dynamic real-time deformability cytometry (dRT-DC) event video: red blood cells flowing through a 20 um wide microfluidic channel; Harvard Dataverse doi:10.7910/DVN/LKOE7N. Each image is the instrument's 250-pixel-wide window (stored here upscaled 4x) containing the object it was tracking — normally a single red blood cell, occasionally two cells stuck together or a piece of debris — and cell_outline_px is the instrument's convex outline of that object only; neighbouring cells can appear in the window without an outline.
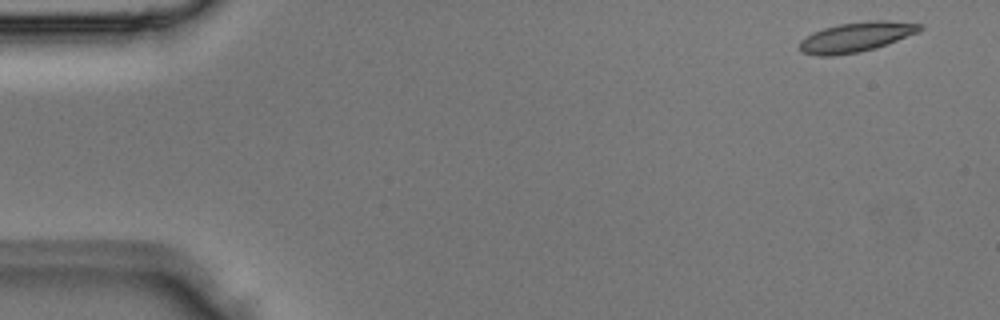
{"species": "Egyptian fruit bat (a non-hibernating species)", "species_latin": "Rousettus aegyptiacus", "temperature_condition": "room temperature", "stored_images_in_passage": 4, "camera_frame_rate_fps": 3000, "um_per_image_px": 0.085, "animal": {"sex": "male"}, "frame": {"image": 1, "passage_image": 1, "time_ms": 0.0, "image_size_px": [1000, 320], "cell_outline_px": [[924, 28], [916, 32], [896, 40], [860, 52], [832, 56], [816, 56], [800, 52], [800, 40], [804, 36], [812, 32], [824, 28], [840, 24], [868, 20], [888, 20], [924, 24]], "centroid_in_image_um": [72.72, 3.14], "position_along_channel_um": 12.3, "area_um2": 20.81}}
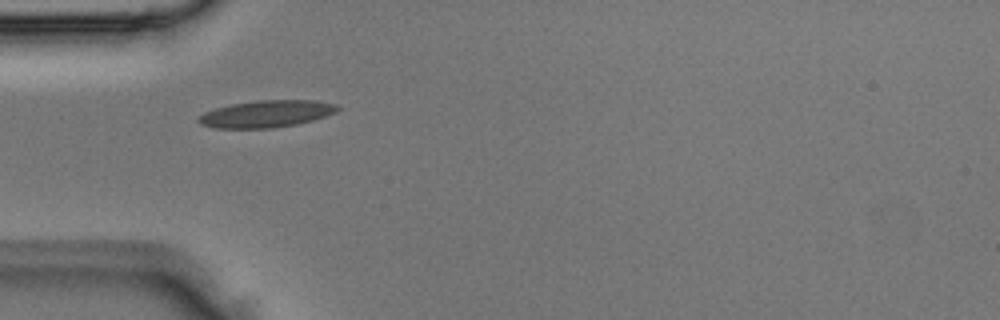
{"frame": {"image": 2, "passage_image": 4, "time_ms": 1.0, "image_size_px": [1000, 320], "cell_outline_px": [[340, 108], [336, 112], [312, 120], [296, 124], [272, 128], [216, 128], [200, 124], [196, 120], [204, 112], [216, 108], [232, 104], [260, 100], [312, 100], [336, 104]], "centroid_in_image_um": [22.63, 9.68], "position_along_channel_um": 62.4, "area_um2": 21.68}}